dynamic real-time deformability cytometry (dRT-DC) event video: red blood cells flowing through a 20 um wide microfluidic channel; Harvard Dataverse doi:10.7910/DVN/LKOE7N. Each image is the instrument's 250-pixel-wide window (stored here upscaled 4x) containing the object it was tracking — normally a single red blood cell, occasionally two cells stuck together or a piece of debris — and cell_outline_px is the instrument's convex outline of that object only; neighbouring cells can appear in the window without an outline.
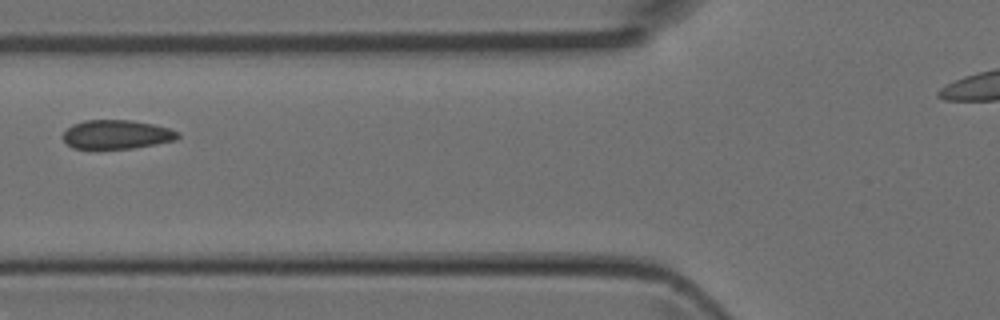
{"species": "Egyptian fruit bat (a non-hibernating species)", "species_latin": "Rousettus aegyptiacus", "temperature_condition": "room temperature", "stored_images_in_passage": 6, "camera_frame_rate_fps": 3000, "um_per_image_px": 0.085, "animal": {"sex": "female"}, "frame": {"image": 1, "passage_image": 5, "time_ms": 1.333, "image_size_px": [1000, 320], "cell_outline_px": [[180, 136], [176, 140], [156, 144], [132, 148], [72, 148], [64, 140], [64, 132], [72, 124], [84, 120], [132, 120], [152, 124], [168, 128], [180, 132]], "centroid_in_image_um": [9.94, 11.42], "position_along_channel_um": 115.9, "area_um2": 19.25}}
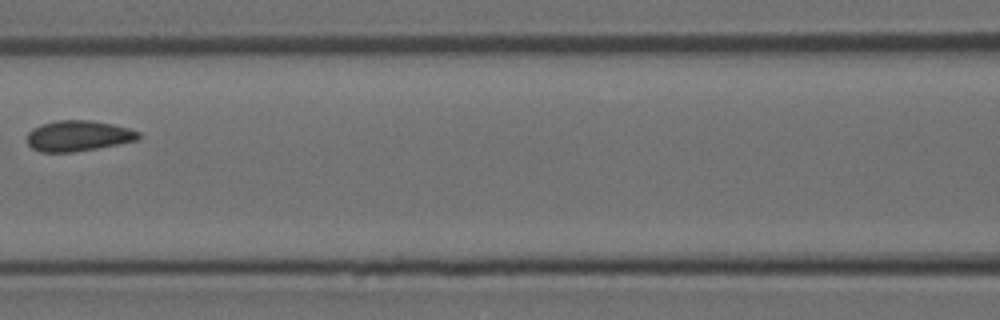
{"frame": {"image": 2, "passage_image": 6, "time_ms": 1.667, "image_size_px": [1000, 320], "cell_outline_px": [[140, 136], [136, 140], [96, 148], [72, 152], [40, 152], [32, 148], [28, 144], [28, 132], [32, 128], [40, 124], [56, 120], [92, 120], [112, 124], [128, 128], [140, 132]], "centroid_in_image_um": [6.61, 11.53], "position_along_channel_um": 160.0, "area_um2": 19.83}}